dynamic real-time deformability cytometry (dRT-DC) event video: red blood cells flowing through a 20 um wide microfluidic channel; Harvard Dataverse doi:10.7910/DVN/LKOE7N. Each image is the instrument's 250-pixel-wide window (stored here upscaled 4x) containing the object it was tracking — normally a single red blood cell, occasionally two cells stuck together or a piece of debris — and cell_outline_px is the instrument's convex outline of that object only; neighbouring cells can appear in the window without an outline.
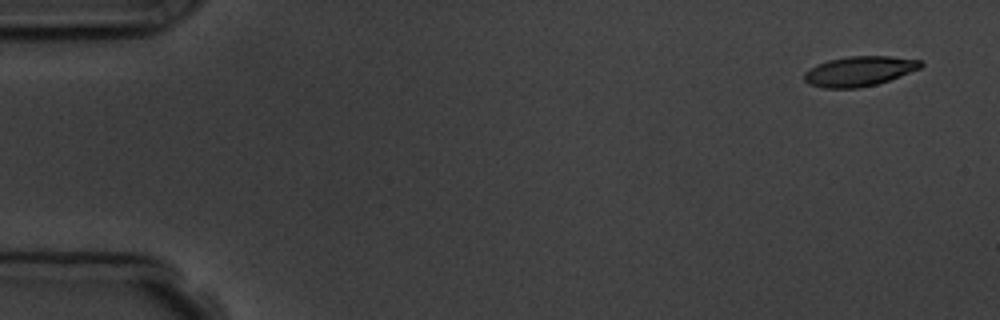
{"species": "common noctule bat (a hibernating species)", "species_latin": "Nyctalus noctula", "temperature_condition": "room temperature", "stored_images_in_passage": 5, "camera_frame_rate_fps": 3000, "um_per_image_px": 0.085, "animal": {"sex": "male", "body_mass_g": 19.5, "forearm_length_mm": 54.6}, "frame": {"image": 1, "passage_image": 1, "time_ms": 0.0, "image_size_px": [1000, 320], "cell_outline_px": [[924, 64], [920, 68], [888, 80], [876, 84], [856, 88], [824, 88], [808, 84], [804, 80], [804, 72], [816, 64], [828, 60], [848, 56], [892, 56], [920, 60]], "centroid_in_image_um": [73.0, 6.04], "position_along_channel_um": 12.0, "area_um2": 20.23}}
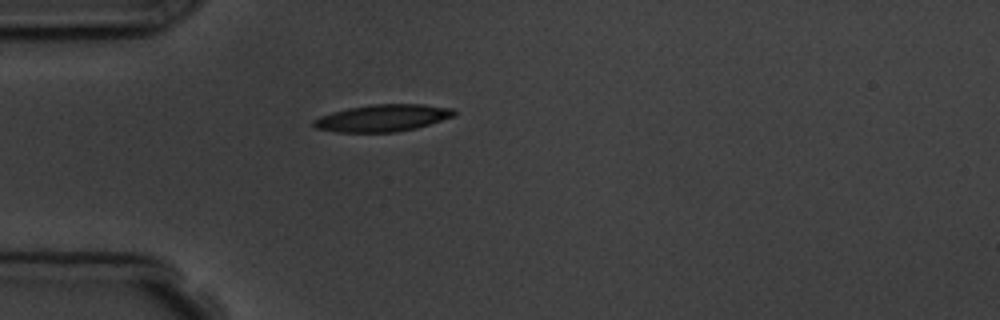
{"frame": {"image": 2, "passage_image": 5, "time_ms": 4.333, "image_size_px": [1000, 320], "cell_outline_px": [[456, 116], [416, 128], [396, 132], [336, 132], [316, 128], [312, 124], [312, 120], [320, 116], [332, 112], [348, 108], [372, 104], [424, 104], [456, 108]], "centroid_in_image_um": [32.56, 10.02], "position_along_channel_um": 52.4, "area_um2": 22.31}}